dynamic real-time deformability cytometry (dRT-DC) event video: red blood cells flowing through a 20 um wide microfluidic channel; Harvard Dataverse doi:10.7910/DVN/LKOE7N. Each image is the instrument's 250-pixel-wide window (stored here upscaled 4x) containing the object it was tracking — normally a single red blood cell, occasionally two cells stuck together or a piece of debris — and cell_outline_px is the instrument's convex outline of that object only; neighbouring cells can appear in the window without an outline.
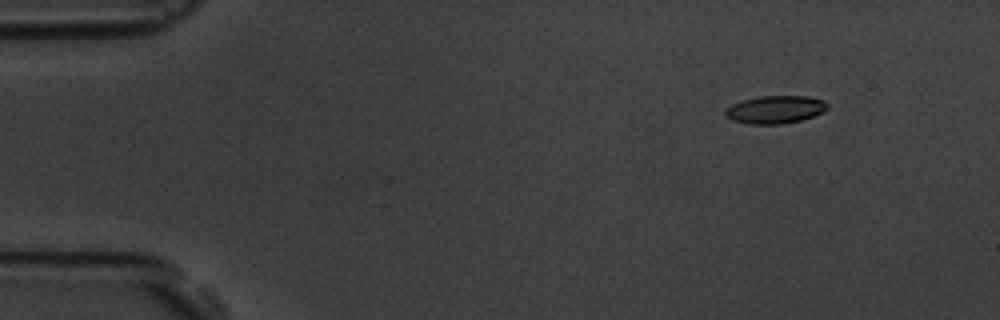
{"species": "common noctule bat (a hibernating species)", "species_latin": "Nyctalus noctula", "temperature_condition": "room temperature", "stored_images_in_passage": 4, "camera_frame_rate_fps": 3000, "um_per_image_px": 0.085, "animal": {"sex": "male", "body_mass_g": 19.5, "forearm_length_mm": 54.6}, "frame": {"image": 1, "passage_image": 1, "time_ms": 0.0, "image_size_px": [1000, 320], "cell_outline_px": [[828, 108], [824, 112], [800, 120], [780, 124], [748, 124], [732, 120], [724, 116], [724, 112], [732, 104], [744, 100], [760, 96], [808, 96], [824, 100], [828, 104]], "centroid_in_image_um": [65.9, 9.31], "position_along_channel_um": 19.1, "area_um2": 16.53}}